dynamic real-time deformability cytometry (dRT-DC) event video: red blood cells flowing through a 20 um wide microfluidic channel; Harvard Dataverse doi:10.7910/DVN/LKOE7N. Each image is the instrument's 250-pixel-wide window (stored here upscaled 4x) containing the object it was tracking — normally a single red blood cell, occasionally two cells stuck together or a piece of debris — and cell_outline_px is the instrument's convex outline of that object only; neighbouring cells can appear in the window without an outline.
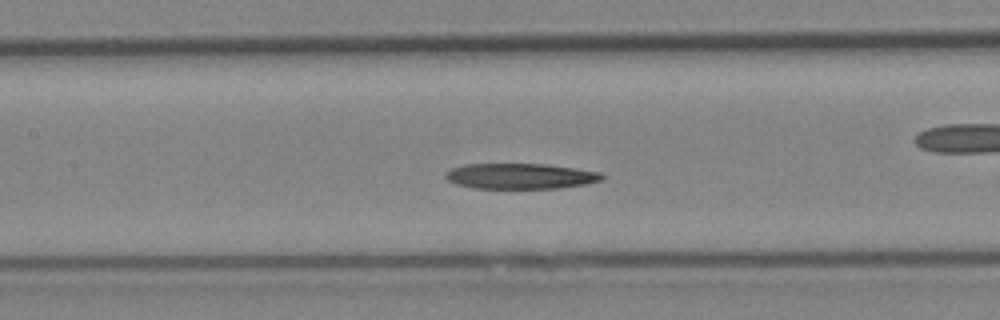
{"species": "Egyptian fruit bat (a non-hibernating species)", "species_latin": "Rousettus aegyptiacus", "temperature_condition": "cold", "stored_images_in_passage": 45, "camera_frame_rate_fps": 3000, "um_per_image_px": 0.085, "animal": {"sex": "female"}, "frame": {"image": 1, "passage_image": 20, "time_ms": 6.333, "image_size_px": [1000, 320], "cell_outline_px": [[604, 180], [588, 184], [556, 188], [472, 188], [456, 184], [448, 180], [444, 176], [452, 168], [464, 164], [544, 164], [576, 168], [600, 172], [604, 176]], "centroid_in_image_um": [44.26, 14.97], "position_along_channel_um": 163.1, "area_um2": 23.29}}